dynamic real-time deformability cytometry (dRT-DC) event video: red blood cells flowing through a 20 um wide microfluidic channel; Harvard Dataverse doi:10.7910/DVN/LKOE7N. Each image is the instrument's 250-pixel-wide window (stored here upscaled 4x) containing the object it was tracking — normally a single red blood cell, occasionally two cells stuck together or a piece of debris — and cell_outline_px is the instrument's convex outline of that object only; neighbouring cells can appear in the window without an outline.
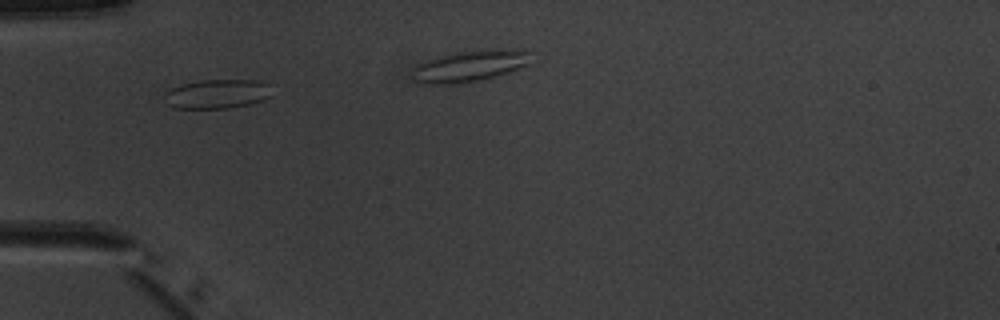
{"species": "common noctule bat (a hibernating species)", "species_latin": "Nyctalus noctula", "temperature_condition": "warm", "stored_images_in_passage": 4, "camera_frame_rate_fps": 3000, "um_per_image_px": 0.085, "animal": {"sex": "male", "body_mass_g": 20.1, "forearm_length_mm": 53.5}, "frame": {"image": 1, "passage_image": 1, "time_ms": 0.0, "image_size_px": [1000, 320], "cell_outline_px": [[272, 96], [264, 100], [248, 104], [228, 108], [172, 108], [168, 104], [164, 92], [180, 84], [200, 80], [260, 80], [268, 84]], "centroid_in_image_um": [18.47, 7.98], "position_along_channel_um": 66.5, "area_um2": 18.32}}